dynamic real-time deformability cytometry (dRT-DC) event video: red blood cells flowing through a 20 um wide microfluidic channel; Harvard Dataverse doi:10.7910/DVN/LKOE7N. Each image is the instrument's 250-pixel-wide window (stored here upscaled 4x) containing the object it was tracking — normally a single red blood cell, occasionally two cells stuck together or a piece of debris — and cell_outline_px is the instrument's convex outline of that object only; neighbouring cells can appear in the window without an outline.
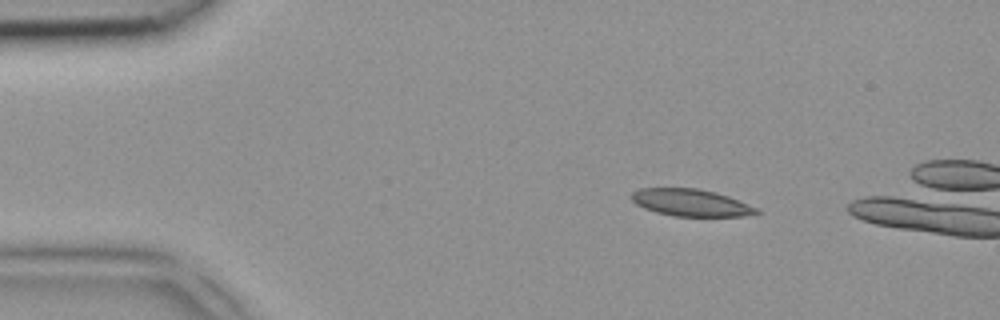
{"species": "common noctule bat (a hibernating species)", "species_latin": "Nyctalus noctula", "temperature_condition": "room temperature", "stored_images_in_passage": 3, "camera_frame_rate_fps": 3000, "um_per_image_px": 0.085, "animal": {"sex": "female", "body_mass_g": 18.4}, "frame": {"image": 1, "passage_image": 1, "time_ms": 0.0, "image_size_px": [1000, 320], "cell_outline_px": [[760, 212], [744, 216], [676, 216], [656, 212], [644, 208], [636, 204], [632, 200], [632, 192], [640, 188], [696, 188], [716, 192], [728, 196], [756, 208]], "centroid_in_image_um": [58.69, 17.22], "position_along_channel_um": 26.3, "area_um2": 19.48}}